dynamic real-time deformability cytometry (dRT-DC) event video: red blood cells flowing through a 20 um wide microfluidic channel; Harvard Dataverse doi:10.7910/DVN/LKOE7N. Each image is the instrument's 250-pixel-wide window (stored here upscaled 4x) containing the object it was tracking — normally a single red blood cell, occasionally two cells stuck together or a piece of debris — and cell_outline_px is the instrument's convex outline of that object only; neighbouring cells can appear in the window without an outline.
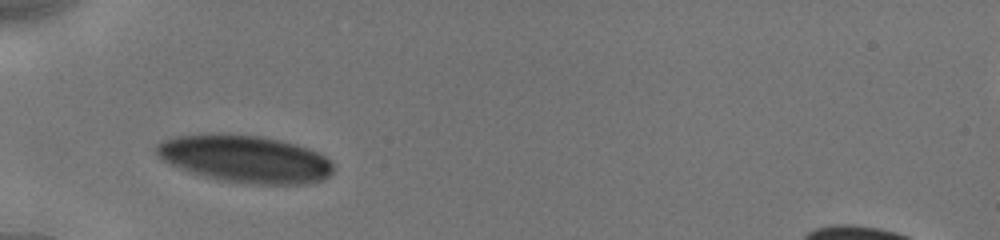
{"species": "human", "species_latin": "Homo sapiens", "temperature_condition": "cold", "stored_images_in_passage": 2, "camera_frame_rate_fps": 3000, "um_per_image_px": 0.085, "donor": {"sex": "male"}, "frame": {"image": 1, "passage_image": 1, "time_ms": 0.0, "image_size_px": [1000, 240], "cell_outline_px": [[332, 172], [324, 180], [308, 184], [244, 184], [220, 180], [188, 172], [164, 160], [156, 152], [156, 144], [172, 136], [212, 132], [216, 132], [264, 136], [296, 144], [308, 148], [324, 156], [332, 164]], "centroid_in_image_um": [20.81, 13.49], "position_along_channel_um": 64.2, "area_um2": 49.3}}